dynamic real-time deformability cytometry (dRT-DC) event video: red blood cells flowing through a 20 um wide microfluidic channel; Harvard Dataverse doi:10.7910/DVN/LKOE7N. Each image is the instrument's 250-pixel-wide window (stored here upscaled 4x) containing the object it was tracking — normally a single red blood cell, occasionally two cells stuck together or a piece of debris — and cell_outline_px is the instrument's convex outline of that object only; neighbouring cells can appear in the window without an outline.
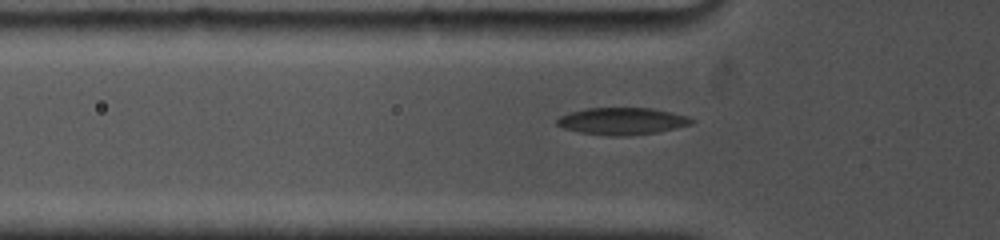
{"species": "common noctule bat (a hibernating species)", "species_latin": "Nyctalus noctula", "temperature_condition": "cold", "stored_images_in_passage": 44, "camera_frame_rate_fps": 5000, "um_per_image_px": 0.085, "animal": {"sex": "female", "body_mass_g": 19.0, "forearm_length_mm": 53.3}, "frame": {"image": 1, "passage_image": 7, "time_ms": 1.6, "image_size_px": [1000, 240], "cell_outline_px": [[696, 120], [692, 124], [676, 128], [656, 132], [628, 136], [608, 136], [580, 132], [564, 128], [556, 124], [556, 120], [560, 116], [568, 112], [588, 108], [652, 108], [672, 112], [688, 116]], "centroid_in_image_um": [52.89, 10.29], "position_along_channel_um": 72.9, "area_um2": 21.33}}
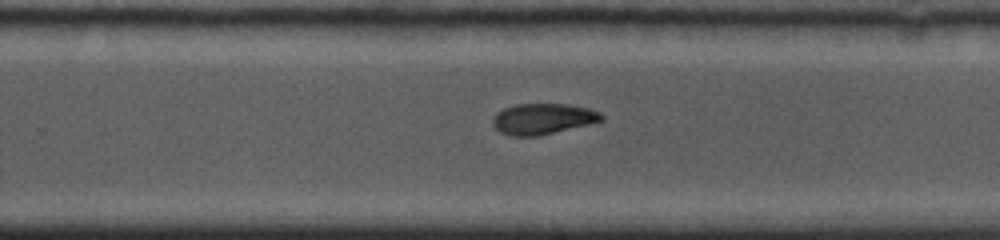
{"frame": {"image": 2, "passage_image": 27, "time_ms": 7.2, "image_size_px": [1000, 240], "cell_outline_px": [[604, 120], [540, 136], [508, 136], [500, 132], [492, 124], [492, 120], [496, 112], [504, 108], [516, 104], [568, 104], [588, 108], [600, 112], [604, 116]], "centroid_in_image_um": [46.12, 10.1], "position_along_channel_um": 283.7, "area_um2": 19.65}}
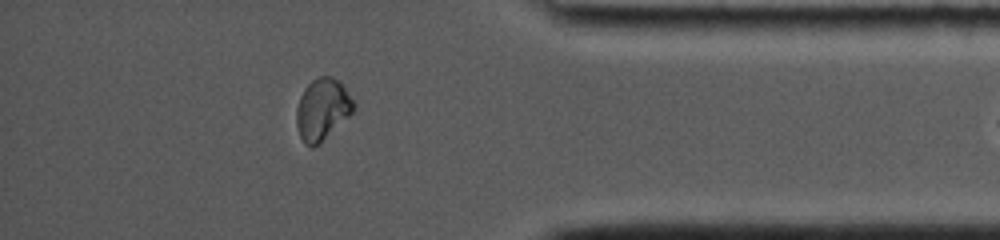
{"frame": {"image": 3, "passage_image": 43, "time_ms": 10.8, "image_size_px": [1000, 240], "cell_outline_px": [[356, 108], [320, 144], [312, 148], [304, 144], [300, 136], [296, 124], [296, 108], [300, 96], [304, 88], [312, 80], [320, 76], [332, 76], [344, 88], [356, 104]], "centroid_in_image_um": [27.37, 9.32], "position_along_channel_um": 407.8, "area_um2": 20.46}}